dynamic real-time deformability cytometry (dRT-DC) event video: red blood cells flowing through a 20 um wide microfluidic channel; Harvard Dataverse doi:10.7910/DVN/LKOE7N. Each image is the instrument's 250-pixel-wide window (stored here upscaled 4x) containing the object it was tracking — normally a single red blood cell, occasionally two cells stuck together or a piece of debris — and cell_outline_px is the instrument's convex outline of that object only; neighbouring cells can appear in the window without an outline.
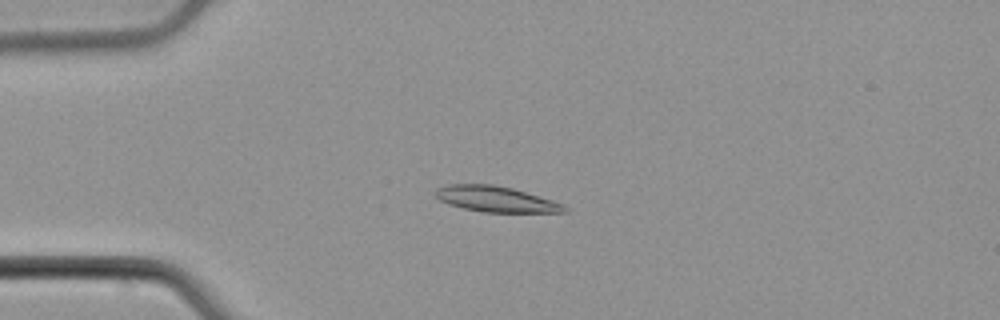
{"species": "common noctule bat (a hibernating species)", "species_latin": "Nyctalus noctula", "temperature_condition": "cold", "stored_images_in_passage": 6, "camera_frame_rate_fps": 3000, "um_per_image_px": 0.085, "animal": {"sex": "male", "body_mass_g": 21.5, "forearm_length_mm": 52.0}, "frame": {"image": 1, "passage_image": 3, "time_ms": 0.667, "image_size_px": [1000, 320], "cell_outline_px": [[568, 212], [484, 212], [464, 208], [448, 204], [440, 200], [436, 196], [436, 188], [448, 184], [492, 184], [512, 188], [552, 200], [564, 204], [568, 208]], "centroid_in_image_um": [42.16, 16.92], "position_along_channel_um": 42.8, "area_um2": 19.19}}
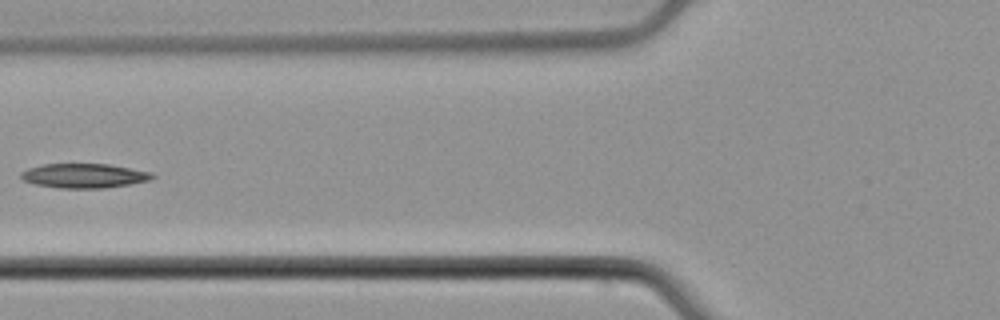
{"frame": {"image": 2, "passage_image": 5, "time_ms": 1.333, "image_size_px": [1000, 320], "cell_outline_px": [[156, 176], [152, 180], [104, 188], [60, 188], [36, 184], [24, 180], [20, 176], [20, 172], [28, 168], [44, 164], [108, 164], [152, 172]], "centroid_in_image_um": [7.17, 14.93], "position_along_channel_um": 118.6, "area_um2": 18.61}}
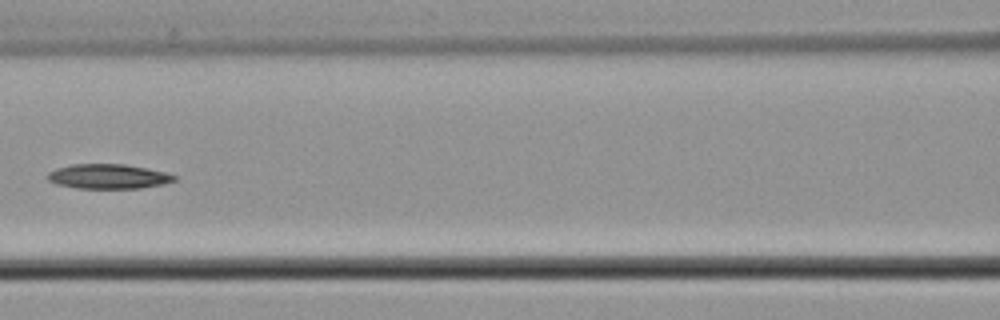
{"frame": {"image": 3, "passage_image": 6, "time_ms": 1.667, "image_size_px": [1000, 320], "cell_outline_px": [[176, 180], [164, 184], [140, 188], [76, 188], [56, 184], [48, 180], [44, 176], [48, 172], [56, 168], [72, 164], [124, 164], [164, 172], [176, 176]], "centroid_in_image_um": [9.14, 15.0], "position_along_channel_um": 157.5, "area_um2": 18.21}}